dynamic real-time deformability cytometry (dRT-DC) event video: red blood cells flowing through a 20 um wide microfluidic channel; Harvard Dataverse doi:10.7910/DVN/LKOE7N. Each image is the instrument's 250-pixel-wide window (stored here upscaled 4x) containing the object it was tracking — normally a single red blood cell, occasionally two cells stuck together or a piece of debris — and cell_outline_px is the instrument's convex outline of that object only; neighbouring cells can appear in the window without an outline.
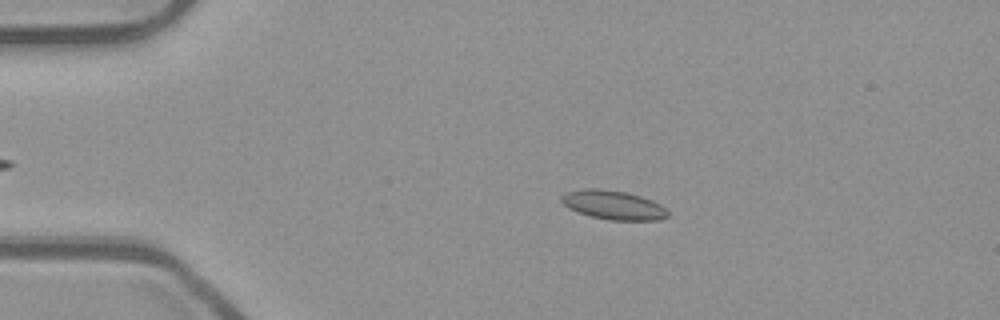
{"species": "common noctule bat (a hibernating species)", "species_latin": "Nyctalus noctula", "temperature_condition": "room temperature", "stored_images_in_passage": 46, "camera_frame_rate_fps": 3000, "um_per_image_px": 0.085, "animal": {"sex": "male", "body_mass_g": 23.1, "forearm_length_mm": 52.7}, "frame": {"image": 1, "passage_image": 11, "time_ms": 3.333, "image_size_px": [1000, 320], "cell_outline_px": [[668, 216], [660, 220], [608, 220], [592, 216], [568, 208], [560, 200], [560, 196], [568, 192], [584, 188], [600, 188], [624, 192], [640, 196], [652, 200], [660, 204], [668, 212]], "centroid_in_image_um": [52.13, 17.42], "position_along_channel_um": 32.9, "area_um2": 17.86}}
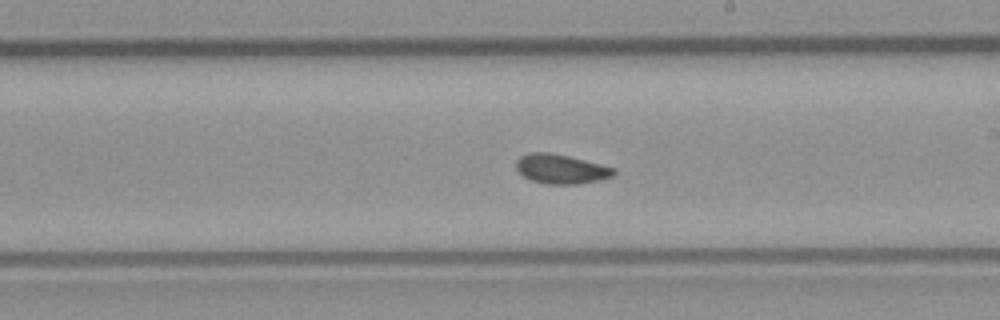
{"frame": {"image": 2, "passage_image": 31, "time_ms": 10.0, "image_size_px": [1000, 320], "cell_outline_px": [[616, 172], [612, 176], [600, 180], [576, 184], [544, 184], [532, 180], [524, 176], [516, 168], [516, 160], [520, 156], [532, 152], [548, 152], [568, 156], [616, 168]], "centroid_in_image_um": [47.69, 14.36], "position_along_channel_um": 241.3, "area_um2": 16.65}}
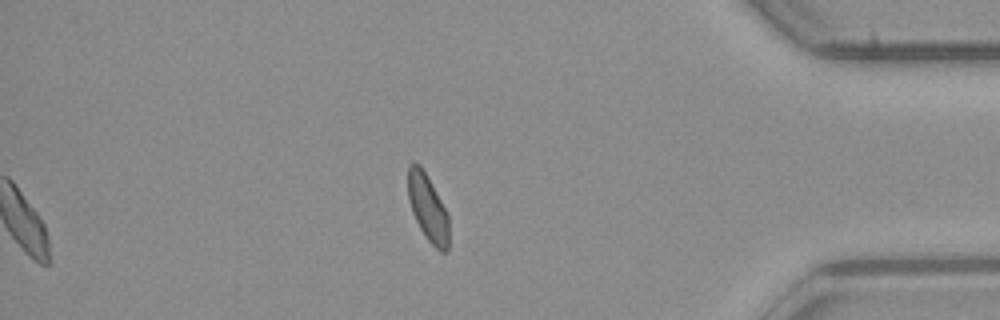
{"frame": {"image": 3, "passage_image": 46, "time_ms": 15.0, "image_size_px": [1000, 320], "cell_outline_px": [[448, 252], [440, 252], [428, 240], [420, 228], [412, 212], [408, 200], [408, 164], [412, 160], [420, 164], [432, 184], [448, 212]], "centroid_in_image_um": [36.36, 17.63], "position_along_channel_um": 398.8, "area_um2": 16.07}, "authors_computed_cell_mechanics": {"area_um2": 16.9354, "velocity_mm_per_s": 3.8689, "shape_relaxation_time_tau1_ms": 2.7295, "shape_relaxation_time_tau2_ms": 2.5115, "deformation_change_tau1": 0.0757, "deformation_change_tau2": 0.0721}}